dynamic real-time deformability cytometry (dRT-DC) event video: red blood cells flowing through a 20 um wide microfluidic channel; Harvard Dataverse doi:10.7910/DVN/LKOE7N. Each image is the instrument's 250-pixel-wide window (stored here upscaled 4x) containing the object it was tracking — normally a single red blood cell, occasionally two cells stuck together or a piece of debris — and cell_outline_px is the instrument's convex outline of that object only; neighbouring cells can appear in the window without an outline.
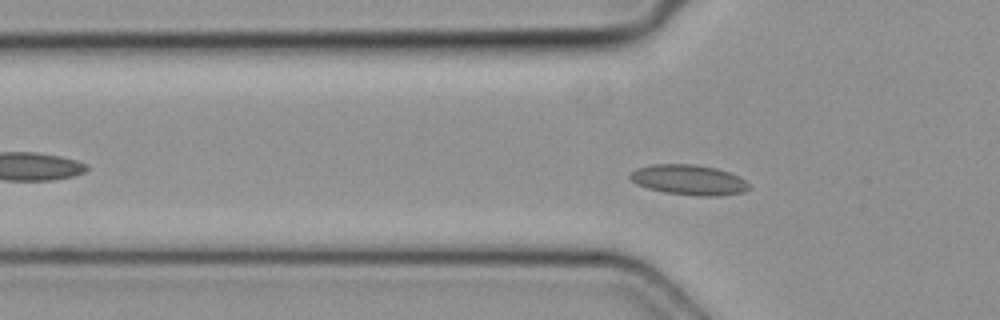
{"species": "common noctule bat (a hibernating species)", "species_latin": "Nyctalus noctula", "temperature_condition": "cold", "stored_images_in_passage": 12, "camera_frame_rate_fps": 3000, "um_per_image_px": 0.085, "animal": {"sex": "female", "body_mass_g": 19.3, "forearm_length_mm": 54.1}, "frame": {"image": 1, "passage_image": 12, "time_ms": 3.667, "image_size_px": [1000, 320], "cell_outline_px": [[752, 188], [744, 192], [720, 196], [696, 196], [664, 192], [648, 188], [636, 184], [628, 176], [636, 168], [652, 164], [692, 164], [716, 168], [728, 172], [744, 180]], "centroid_in_image_um": [58.54, 15.3], "position_along_channel_um": 67.3, "area_um2": 20.92}}